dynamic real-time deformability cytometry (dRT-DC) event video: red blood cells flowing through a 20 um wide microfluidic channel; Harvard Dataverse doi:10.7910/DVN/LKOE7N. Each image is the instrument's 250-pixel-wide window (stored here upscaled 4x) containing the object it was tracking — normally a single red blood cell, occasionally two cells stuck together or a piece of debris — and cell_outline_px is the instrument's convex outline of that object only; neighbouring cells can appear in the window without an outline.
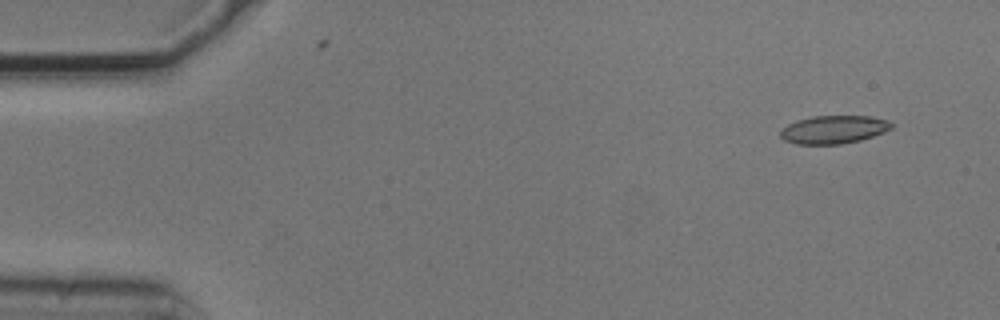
{"species": "common noctule bat (a hibernating species)", "species_latin": "Nyctalus noctula", "temperature_condition": "cold", "stored_images_in_passage": 4, "segment_of_instrument_passage": [2, 2], "camera_frame_rate_fps": 3000, "um_per_image_px": 0.085, "animal": {"sex": "male", "body_mass_g": 20.5, "forearm_length_mm": 52.5}, "frame": {"image": 1, "passage_image": 4, "time_ms": 1.0, "image_size_px": [1000, 320], "cell_outline_px": [[892, 128], [884, 132], [860, 140], [840, 144], [796, 144], [784, 140], [780, 136], [780, 132], [788, 124], [796, 120], [812, 116], [868, 116], [888, 120], [892, 124]], "centroid_in_image_um": [70.85, 11.01], "position_along_channel_um": 14.2, "area_um2": 18.09}}